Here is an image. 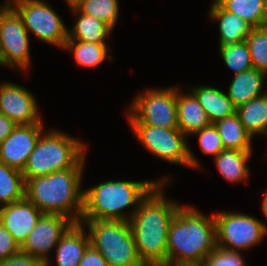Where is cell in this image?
Masks as SVG:
<instances>
[{
	"label": "cell",
	"instance_id": "cell-1",
	"mask_svg": "<svg viewBox=\"0 0 267 266\" xmlns=\"http://www.w3.org/2000/svg\"><path fill=\"white\" fill-rule=\"evenodd\" d=\"M164 186L158 183L129 220L138 256L145 266H167L168 230L181 204L166 199Z\"/></svg>",
	"mask_w": 267,
	"mask_h": 266
},
{
	"label": "cell",
	"instance_id": "cell-2",
	"mask_svg": "<svg viewBox=\"0 0 267 266\" xmlns=\"http://www.w3.org/2000/svg\"><path fill=\"white\" fill-rule=\"evenodd\" d=\"M216 247L214 216L181 205L168 230L167 266L200 265Z\"/></svg>",
	"mask_w": 267,
	"mask_h": 266
},
{
	"label": "cell",
	"instance_id": "cell-3",
	"mask_svg": "<svg viewBox=\"0 0 267 266\" xmlns=\"http://www.w3.org/2000/svg\"><path fill=\"white\" fill-rule=\"evenodd\" d=\"M84 156L73 168L25 181V197L43 214H58L80 223L83 213L81 181Z\"/></svg>",
	"mask_w": 267,
	"mask_h": 266
},
{
	"label": "cell",
	"instance_id": "cell-4",
	"mask_svg": "<svg viewBox=\"0 0 267 266\" xmlns=\"http://www.w3.org/2000/svg\"><path fill=\"white\" fill-rule=\"evenodd\" d=\"M171 182L167 178L153 181H105L83 193V213L80 220L129 221L140 202L158 183ZM134 207L129 216L124 209Z\"/></svg>",
	"mask_w": 267,
	"mask_h": 266
},
{
	"label": "cell",
	"instance_id": "cell-5",
	"mask_svg": "<svg viewBox=\"0 0 267 266\" xmlns=\"http://www.w3.org/2000/svg\"><path fill=\"white\" fill-rule=\"evenodd\" d=\"M86 144L57 130L40 135L22 171L24 181L73 168L84 156Z\"/></svg>",
	"mask_w": 267,
	"mask_h": 266
},
{
	"label": "cell",
	"instance_id": "cell-6",
	"mask_svg": "<svg viewBox=\"0 0 267 266\" xmlns=\"http://www.w3.org/2000/svg\"><path fill=\"white\" fill-rule=\"evenodd\" d=\"M88 227L90 244L109 266H145L140 260L129 221L80 220Z\"/></svg>",
	"mask_w": 267,
	"mask_h": 266
},
{
	"label": "cell",
	"instance_id": "cell-7",
	"mask_svg": "<svg viewBox=\"0 0 267 266\" xmlns=\"http://www.w3.org/2000/svg\"><path fill=\"white\" fill-rule=\"evenodd\" d=\"M130 126L137 140L154 156L172 164L195 169L201 167L188 146L187 136L178 128H162L142 123H130Z\"/></svg>",
	"mask_w": 267,
	"mask_h": 266
},
{
	"label": "cell",
	"instance_id": "cell-8",
	"mask_svg": "<svg viewBox=\"0 0 267 266\" xmlns=\"http://www.w3.org/2000/svg\"><path fill=\"white\" fill-rule=\"evenodd\" d=\"M130 106L127 113L129 123L178 128L177 87L147 89L145 93L136 95Z\"/></svg>",
	"mask_w": 267,
	"mask_h": 266
},
{
	"label": "cell",
	"instance_id": "cell-9",
	"mask_svg": "<svg viewBox=\"0 0 267 266\" xmlns=\"http://www.w3.org/2000/svg\"><path fill=\"white\" fill-rule=\"evenodd\" d=\"M216 224V245L239 252L259 244L267 235V224L257 218L236 212L213 214Z\"/></svg>",
	"mask_w": 267,
	"mask_h": 266
},
{
	"label": "cell",
	"instance_id": "cell-10",
	"mask_svg": "<svg viewBox=\"0 0 267 266\" xmlns=\"http://www.w3.org/2000/svg\"><path fill=\"white\" fill-rule=\"evenodd\" d=\"M19 14L28 34L64 49L68 28L59 14L43 0H6Z\"/></svg>",
	"mask_w": 267,
	"mask_h": 266
},
{
	"label": "cell",
	"instance_id": "cell-11",
	"mask_svg": "<svg viewBox=\"0 0 267 266\" xmlns=\"http://www.w3.org/2000/svg\"><path fill=\"white\" fill-rule=\"evenodd\" d=\"M29 40L21 17L5 1L0 6V65L20 72L29 68Z\"/></svg>",
	"mask_w": 267,
	"mask_h": 266
},
{
	"label": "cell",
	"instance_id": "cell-12",
	"mask_svg": "<svg viewBox=\"0 0 267 266\" xmlns=\"http://www.w3.org/2000/svg\"><path fill=\"white\" fill-rule=\"evenodd\" d=\"M75 222L58 214H43L20 250L40 259L45 266L51 264L48 254Z\"/></svg>",
	"mask_w": 267,
	"mask_h": 266
},
{
	"label": "cell",
	"instance_id": "cell-13",
	"mask_svg": "<svg viewBox=\"0 0 267 266\" xmlns=\"http://www.w3.org/2000/svg\"><path fill=\"white\" fill-rule=\"evenodd\" d=\"M0 113L17 125L41 123L35 96L20 85L4 82L0 85Z\"/></svg>",
	"mask_w": 267,
	"mask_h": 266
},
{
	"label": "cell",
	"instance_id": "cell-14",
	"mask_svg": "<svg viewBox=\"0 0 267 266\" xmlns=\"http://www.w3.org/2000/svg\"><path fill=\"white\" fill-rule=\"evenodd\" d=\"M43 123L17 125L0 143V162L23 171L29 155L43 133Z\"/></svg>",
	"mask_w": 267,
	"mask_h": 266
},
{
	"label": "cell",
	"instance_id": "cell-15",
	"mask_svg": "<svg viewBox=\"0 0 267 266\" xmlns=\"http://www.w3.org/2000/svg\"><path fill=\"white\" fill-rule=\"evenodd\" d=\"M43 213L26 197L0 207V222L21 247Z\"/></svg>",
	"mask_w": 267,
	"mask_h": 266
},
{
	"label": "cell",
	"instance_id": "cell-16",
	"mask_svg": "<svg viewBox=\"0 0 267 266\" xmlns=\"http://www.w3.org/2000/svg\"><path fill=\"white\" fill-rule=\"evenodd\" d=\"M82 223H74L56 245L57 266H79L84 252L90 245L89 234Z\"/></svg>",
	"mask_w": 267,
	"mask_h": 266
},
{
	"label": "cell",
	"instance_id": "cell-17",
	"mask_svg": "<svg viewBox=\"0 0 267 266\" xmlns=\"http://www.w3.org/2000/svg\"><path fill=\"white\" fill-rule=\"evenodd\" d=\"M209 16L211 20L219 21V45L243 42L254 28L234 13L225 10L216 0L211 4Z\"/></svg>",
	"mask_w": 267,
	"mask_h": 266
},
{
	"label": "cell",
	"instance_id": "cell-18",
	"mask_svg": "<svg viewBox=\"0 0 267 266\" xmlns=\"http://www.w3.org/2000/svg\"><path fill=\"white\" fill-rule=\"evenodd\" d=\"M177 88V121L178 129L188 136L210 125L206 111L196 97L188 91L187 94L179 92Z\"/></svg>",
	"mask_w": 267,
	"mask_h": 266
},
{
	"label": "cell",
	"instance_id": "cell-19",
	"mask_svg": "<svg viewBox=\"0 0 267 266\" xmlns=\"http://www.w3.org/2000/svg\"><path fill=\"white\" fill-rule=\"evenodd\" d=\"M265 79L266 74L254 67L235 74L230 83L227 96L237 108L251 99L267 93V90L261 91L263 90Z\"/></svg>",
	"mask_w": 267,
	"mask_h": 266
},
{
	"label": "cell",
	"instance_id": "cell-20",
	"mask_svg": "<svg viewBox=\"0 0 267 266\" xmlns=\"http://www.w3.org/2000/svg\"><path fill=\"white\" fill-rule=\"evenodd\" d=\"M190 92L196 97L211 124L236 113V107L225 92L211 86L193 87Z\"/></svg>",
	"mask_w": 267,
	"mask_h": 266
},
{
	"label": "cell",
	"instance_id": "cell-21",
	"mask_svg": "<svg viewBox=\"0 0 267 266\" xmlns=\"http://www.w3.org/2000/svg\"><path fill=\"white\" fill-rule=\"evenodd\" d=\"M77 17L73 28L67 30V40H79L93 43H106L113 29L95 17L81 13L76 7L71 8Z\"/></svg>",
	"mask_w": 267,
	"mask_h": 266
},
{
	"label": "cell",
	"instance_id": "cell-22",
	"mask_svg": "<svg viewBox=\"0 0 267 266\" xmlns=\"http://www.w3.org/2000/svg\"><path fill=\"white\" fill-rule=\"evenodd\" d=\"M251 156L252 151L224 149L214 160L219 173L227 182L239 183L248 180L250 172L247 161Z\"/></svg>",
	"mask_w": 267,
	"mask_h": 266
},
{
	"label": "cell",
	"instance_id": "cell-23",
	"mask_svg": "<svg viewBox=\"0 0 267 266\" xmlns=\"http://www.w3.org/2000/svg\"><path fill=\"white\" fill-rule=\"evenodd\" d=\"M236 114L252 137L267 135V93L238 106Z\"/></svg>",
	"mask_w": 267,
	"mask_h": 266
},
{
	"label": "cell",
	"instance_id": "cell-24",
	"mask_svg": "<svg viewBox=\"0 0 267 266\" xmlns=\"http://www.w3.org/2000/svg\"><path fill=\"white\" fill-rule=\"evenodd\" d=\"M214 125L225 149L252 151V136L245 130L236 113L217 121Z\"/></svg>",
	"mask_w": 267,
	"mask_h": 266
},
{
	"label": "cell",
	"instance_id": "cell-25",
	"mask_svg": "<svg viewBox=\"0 0 267 266\" xmlns=\"http://www.w3.org/2000/svg\"><path fill=\"white\" fill-rule=\"evenodd\" d=\"M64 49L74 53L75 61L78 65L83 67H97L105 59L112 61L113 57L107 55V43H93L79 40H66Z\"/></svg>",
	"mask_w": 267,
	"mask_h": 266
},
{
	"label": "cell",
	"instance_id": "cell-26",
	"mask_svg": "<svg viewBox=\"0 0 267 266\" xmlns=\"http://www.w3.org/2000/svg\"><path fill=\"white\" fill-rule=\"evenodd\" d=\"M24 197L25 181L22 171L0 162V204L9 205Z\"/></svg>",
	"mask_w": 267,
	"mask_h": 266
},
{
	"label": "cell",
	"instance_id": "cell-27",
	"mask_svg": "<svg viewBox=\"0 0 267 266\" xmlns=\"http://www.w3.org/2000/svg\"><path fill=\"white\" fill-rule=\"evenodd\" d=\"M225 10L234 13L253 27H262L266 0H216Z\"/></svg>",
	"mask_w": 267,
	"mask_h": 266
},
{
	"label": "cell",
	"instance_id": "cell-28",
	"mask_svg": "<svg viewBox=\"0 0 267 266\" xmlns=\"http://www.w3.org/2000/svg\"><path fill=\"white\" fill-rule=\"evenodd\" d=\"M75 7L81 13L102 20L114 30L119 15L118 0H83Z\"/></svg>",
	"mask_w": 267,
	"mask_h": 266
},
{
	"label": "cell",
	"instance_id": "cell-29",
	"mask_svg": "<svg viewBox=\"0 0 267 266\" xmlns=\"http://www.w3.org/2000/svg\"><path fill=\"white\" fill-rule=\"evenodd\" d=\"M219 51L225 65L235 74L253 67L249 46L246 41L219 45Z\"/></svg>",
	"mask_w": 267,
	"mask_h": 266
},
{
	"label": "cell",
	"instance_id": "cell-30",
	"mask_svg": "<svg viewBox=\"0 0 267 266\" xmlns=\"http://www.w3.org/2000/svg\"><path fill=\"white\" fill-rule=\"evenodd\" d=\"M245 41L249 46L253 67L267 75V28L254 27Z\"/></svg>",
	"mask_w": 267,
	"mask_h": 266
},
{
	"label": "cell",
	"instance_id": "cell-31",
	"mask_svg": "<svg viewBox=\"0 0 267 266\" xmlns=\"http://www.w3.org/2000/svg\"><path fill=\"white\" fill-rule=\"evenodd\" d=\"M194 134L198 135L200 149L206 155L216 157L225 149L222 144L221 136L214 124H210Z\"/></svg>",
	"mask_w": 267,
	"mask_h": 266
},
{
	"label": "cell",
	"instance_id": "cell-32",
	"mask_svg": "<svg viewBox=\"0 0 267 266\" xmlns=\"http://www.w3.org/2000/svg\"><path fill=\"white\" fill-rule=\"evenodd\" d=\"M243 258L240 252L216 247L199 266H246Z\"/></svg>",
	"mask_w": 267,
	"mask_h": 266
},
{
	"label": "cell",
	"instance_id": "cell-33",
	"mask_svg": "<svg viewBox=\"0 0 267 266\" xmlns=\"http://www.w3.org/2000/svg\"><path fill=\"white\" fill-rule=\"evenodd\" d=\"M20 250L11 233L0 222V261Z\"/></svg>",
	"mask_w": 267,
	"mask_h": 266
},
{
	"label": "cell",
	"instance_id": "cell-34",
	"mask_svg": "<svg viewBox=\"0 0 267 266\" xmlns=\"http://www.w3.org/2000/svg\"><path fill=\"white\" fill-rule=\"evenodd\" d=\"M0 266H45V264L40 259L19 250L12 256L1 260Z\"/></svg>",
	"mask_w": 267,
	"mask_h": 266
},
{
	"label": "cell",
	"instance_id": "cell-35",
	"mask_svg": "<svg viewBox=\"0 0 267 266\" xmlns=\"http://www.w3.org/2000/svg\"><path fill=\"white\" fill-rule=\"evenodd\" d=\"M79 266H109L101 253L91 244L84 252L83 258L79 262Z\"/></svg>",
	"mask_w": 267,
	"mask_h": 266
},
{
	"label": "cell",
	"instance_id": "cell-36",
	"mask_svg": "<svg viewBox=\"0 0 267 266\" xmlns=\"http://www.w3.org/2000/svg\"><path fill=\"white\" fill-rule=\"evenodd\" d=\"M17 126L15 122L9 119L6 115L0 113V143L12 133L13 129Z\"/></svg>",
	"mask_w": 267,
	"mask_h": 266
},
{
	"label": "cell",
	"instance_id": "cell-37",
	"mask_svg": "<svg viewBox=\"0 0 267 266\" xmlns=\"http://www.w3.org/2000/svg\"><path fill=\"white\" fill-rule=\"evenodd\" d=\"M265 190H266L265 196L264 199L262 200V211L267 219V188Z\"/></svg>",
	"mask_w": 267,
	"mask_h": 266
},
{
	"label": "cell",
	"instance_id": "cell-38",
	"mask_svg": "<svg viewBox=\"0 0 267 266\" xmlns=\"http://www.w3.org/2000/svg\"><path fill=\"white\" fill-rule=\"evenodd\" d=\"M81 1L83 0H66L69 8L75 7L76 5H78Z\"/></svg>",
	"mask_w": 267,
	"mask_h": 266
},
{
	"label": "cell",
	"instance_id": "cell-39",
	"mask_svg": "<svg viewBox=\"0 0 267 266\" xmlns=\"http://www.w3.org/2000/svg\"><path fill=\"white\" fill-rule=\"evenodd\" d=\"M263 27L267 28V0H266V4H265V16H264Z\"/></svg>",
	"mask_w": 267,
	"mask_h": 266
}]
</instances>
